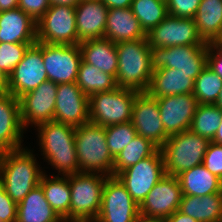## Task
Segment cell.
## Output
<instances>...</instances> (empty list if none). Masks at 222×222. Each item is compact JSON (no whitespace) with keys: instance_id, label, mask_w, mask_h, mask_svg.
I'll use <instances>...</instances> for the list:
<instances>
[{"instance_id":"6da1fadb","label":"cell","mask_w":222,"mask_h":222,"mask_svg":"<svg viewBox=\"0 0 222 222\" xmlns=\"http://www.w3.org/2000/svg\"><path fill=\"white\" fill-rule=\"evenodd\" d=\"M32 153L24 147L0 153V183L16 203L39 185L44 173Z\"/></svg>"},{"instance_id":"7a4b0ae2","label":"cell","mask_w":222,"mask_h":222,"mask_svg":"<svg viewBox=\"0 0 222 222\" xmlns=\"http://www.w3.org/2000/svg\"><path fill=\"white\" fill-rule=\"evenodd\" d=\"M37 127L40 150L43 152L41 155L58 170V175L80 173L75 149V127L56 121Z\"/></svg>"},{"instance_id":"3957f363","label":"cell","mask_w":222,"mask_h":222,"mask_svg":"<svg viewBox=\"0 0 222 222\" xmlns=\"http://www.w3.org/2000/svg\"><path fill=\"white\" fill-rule=\"evenodd\" d=\"M116 50L117 86L137 92H147L153 74L151 47L147 38L118 42Z\"/></svg>"},{"instance_id":"277c9868","label":"cell","mask_w":222,"mask_h":222,"mask_svg":"<svg viewBox=\"0 0 222 222\" xmlns=\"http://www.w3.org/2000/svg\"><path fill=\"white\" fill-rule=\"evenodd\" d=\"M75 149L80 172L113 176L114 157L107 146L105 127L92 122L75 127Z\"/></svg>"},{"instance_id":"5b68a950","label":"cell","mask_w":222,"mask_h":222,"mask_svg":"<svg viewBox=\"0 0 222 222\" xmlns=\"http://www.w3.org/2000/svg\"><path fill=\"white\" fill-rule=\"evenodd\" d=\"M109 176L80 172L69 175L70 211L63 220L94 222L101 207L102 191Z\"/></svg>"},{"instance_id":"8992f818","label":"cell","mask_w":222,"mask_h":222,"mask_svg":"<svg viewBox=\"0 0 222 222\" xmlns=\"http://www.w3.org/2000/svg\"><path fill=\"white\" fill-rule=\"evenodd\" d=\"M210 142L190 129L169 136L160 148L164 158L165 173L177 176L185 170L202 164Z\"/></svg>"},{"instance_id":"52a82bcc","label":"cell","mask_w":222,"mask_h":222,"mask_svg":"<svg viewBox=\"0 0 222 222\" xmlns=\"http://www.w3.org/2000/svg\"><path fill=\"white\" fill-rule=\"evenodd\" d=\"M138 93L118 86L89 96V122L106 127L131 121Z\"/></svg>"},{"instance_id":"ba28073f","label":"cell","mask_w":222,"mask_h":222,"mask_svg":"<svg viewBox=\"0 0 222 222\" xmlns=\"http://www.w3.org/2000/svg\"><path fill=\"white\" fill-rule=\"evenodd\" d=\"M165 166L161 149L137 164L131 165L116 177L125 186L133 200L140 205L150 190L164 176Z\"/></svg>"},{"instance_id":"9c48e42d","label":"cell","mask_w":222,"mask_h":222,"mask_svg":"<svg viewBox=\"0 0 222 222\" xmlns=\"http://www.w3.org/2000/svg\"><path fill=\"white\" fill-rule=\"evenodd\" d=\"M37 42L77 44L75 7L51 5L37 21Z\"/></svg>"},{"instance_id":"30bf717a","label":"cell","mask_w":222,"mask_h":222,"mask_svg":"<svg viewBox=\"0 0 222 222\" xmlns=\"http://www.w3.org/2000/svg\"><path fill=\"white\" fill-rule=\"evenodd\" d=\"M139 205L116 176H109L102 191L101 207L94 222H137Z\"/></svg>"},{"instance_id":"8fae6325","label":"cell","mask_w":222,"mask_h":222,"mask_svg":"<svg viewBox=\"0 0 222 222\" xmlns=\"http://www.w3.org/2000/svg\"><path fill=\"white\" fill-rule=\"evenodd\" d=\"M207 53L208 46L151 47L152 69L168 67L183 73H192L195 81L207 65Z\"/></svg>"},{"instance_id":"7c38bea8","label":"cell","mask_w":222,"mask_h":222,"mask_svg":"<svg viewBox=\"0 0 222 222\" xmlns=\"http://www.w3.org/2000/svg\"><path fill=\"white\" fill-rule=\"evenodd\" d=\"M146 38L150 47L208 46L199 35L194 18H178L168 15L152 28Z\"/></svg>"},{"instance_id":"4fadbf2b","label":"cell","mask_w":222,"mask_h":222,"mask_svg":"<svg viewBox=\"0 0 222 222\" xmlns=\"http://www.w3.org/2000/svg\"><path fill=\"white\" fill-rule=\"evenodd\" d=\"M47 80L42 57V42H36L28 47L22 60L9 74L8 93L19 99Z\"/></svg>"},{"instance_id":"5bb4252c","label":"cell","mask_w":222,"mask_h":222,"mask_svg":"<svg viewBox=\"0 0 222 222\" xmlns=\"http://www.w3.org/2000/svg\"><path fill=\"white\" fill-rule=\"evenodd\" d=\"M42 57L48 80L55 84L76 82L82 61L79 44L42 43Z\"/></svg>"},{"instance_id":"9a60e30c","label":"cell","mask_w":222,"mask_h":222,"mask_svg":"<svg viewBox=\"0 0 222 222\" xmlns=\"http://www.w3.org/2000/svg\"><path fill=\"white\" fill-rule=\"evenodd\" d=\"M57 86L58 84L47 80L19 98L20 118L24 129L30 124L37 127L54 120Z\"/></svg>"},{"instance_id":"2e32d148","label":"cell","mask_w":222,"mask_h":222,"mask_svg":"<svg viewBox=\"0 0 222 222\" xmlns=\"http://www.w3.org/2000/svg\"><path fill=\"white\" fill-rule=\"evenodd\" d=\"M182 198L177 176L165 175L139 205L140 216L166 219L176 212Z\"/></svg>"},{"instance_id":"e0dca14e","label":"cell","mask_w":222,"mask_h":222,"mask_svg":"<svg viewBox=\"0 0 222 222\" xmlns=\"http://www.w3.org/2000/svg\"><path fill=\"white\" fill-rule=\"evenodd\" d=\"M131 123L138 135L150 140L159 149L169 138L160 118L157 99L147 92H139L136 95Z\"/></svg>"},{"instance_id":"ac0fdd59","label":"cell","mask_w":222,"mask_h":222,"mask_svg":"<svg viewBox=\"0 0 222 222\" xmlns=\"http://www.w3.org/2000/svg\"><path fill=\"white\" fill-rule=\"evenodd\" d=\"M53 121L74 127L89 122V97L76 82L58 84Z\"/></svg>"},{"instance_id":"d6986e66","label":"cell","mask_w":222,"mask_h":222,"mask_svg":"<svg viewBox=\"0 0 222 222\" xmlns=\"http://www.w3.org/2000/svg\"><path fill=\"white\" fill-rule=\"evenodd\" d=\"M157 102L163 127L169 136L190 129L199 105L193 93L161 97Z\"/></svg>"},{"instance_id":"ffe728a7","label":"cell","mask_w":222,"mask_h":222,"mask_svg":"<svg viewBox=\"0 0 222 222\" xmlns=\"http://www.w3.org/2000/svg\"><path fill=\"white\" fill-rule=\"evenodd\" d=\"M23 131L19 99L10 93L0 95V153L23 148Z\"/></svg>"},{"instance_id":"44dd1931","label":"cell","mask_w":222,"mask_h":222,"mask_svg":"<svg viewBox=\"0 0 222 222\" xmlns=\"http://www.w3.org/2000/svg\"><path fill=\"white\" fill-rule=\"evenodd\" d=\"M108 10L101 0H81L75 6L77 44L104 38Z\"/></svg>"},{"instance_id":"7402d4cb","label":"cell","mask_w":222,"mask_h":222,"mask_svg":"<svg viewBox=\"0 0 222 222\" xmlns=\"http://www.w3.org/2000/svg\"><path fill=\"white\" fill-rule=\"evenodd\" d=\"M37 42V23L20 8L0 12V43Z\"/></svg>"},{"instance_id":"603a6c76","label":"cell","mask_w":222,"mask_h":222,"mask_svg":"<svg viewBox=\"0 0 222 222\" xmlns=\"http://www.w3.org/2000/svg\"><path fill=\"white\" fill-rule=\"evenodd\" d=\"M194 84L192 73H183L177 69L161 67L153 70L147 93L156 99L189 94L193 93Z\"/></svg>"},{"instance_id":"cb8c5ba5","label":"cell","mask_w":222,"mask_h":222,"mask_svg":"<svg viewBox=\"0 0 222 222\" xmlns=\"http://www.w3.org/2000/svg\"><path fill=\"white\" fill-rule=\"evenodd\" d=\"M104 38L113 43H118L144 39L146 33L130 7L112 8L107 13Z\"/></svg>"},{"instance_id":"d4e9b609","label":"cell","mask_w":222,"mask_h":222,"mask_svg":"<svg viewBox=\"0 0 222 222\" xmlns=\"http://www.w3.org/2000/svg\"><path fill=\"white\" fill-rule=\"evenodd\" d=\"M82 60L96 66L102 72L109 73L116 78L118 69V55L116 43L106 38L91 39L79 43Z\"/></svg>"},{"instance_id":"484cf974","label":"cell","mask_w":222,"mask_h":222,"mask_svg":"<svg viewBox=\"0 0 222 222\" xmlns=\"http://www.w3.org/2000/svg\"><path fill=\"white\" fill-rule=\"evenodd\" d=\"M63 219L47 202L40 185L17 203L16 222H61Z\"/></svg>"},{"instance_id":"4316f807","label":"cell","mask_w":222,"mask_h":222,"mask_svg":"<svg viewBox=\"0 0 222 222\" xmlns=\"http://www.w3.org/2000/svg\"><path fill=\"white\" fill-rule=\"evenodd\" d=\"M178 211L198 222H221L222 193H213L202 197L182 195Z\"/></svg>"},{"instance_id":"83f0119b","label":"cell","mask_w":222,"mask_h":222,"mask_svg":"<svg viewBox=\"0 0 222 222\" xmlns=\"http://www.w3.org/2000/svg\"><path fill=\"white\" fill-rule=\"evenodd\" d=\"M182 195L205 196L222 193V180L210 173L203 164L185 170L177 175Z\"/></svg>"},{"instance_id":"f1b7e54d","label":"cell","mask_w":222,"mask_h":222,"mask_svg":"<svg viewBox=\"0 0 222 222\" xmlns=\"http://www.w3.org/2000/svg\"><path fill=\"white\" fill-rule=\"evenodd\" d=\"M194 21L206 43L217 42L222 36V0H201Z\"/></svg>"},{"instance_id":"f546056e","label":"cell","mask_w":222,"mask_h":222,"mask_svg":"<svg viewBox=\"0 0 222 222\" xmlns=\"http://www.w3.org/2000/svg\"><path fill=\"white\" fill-rule=\"evenodd\" d=\"M48 177L45 173L41 176L39 185L44 191L45 198L50 206L64 219L70 211L71 191L69 175Z\"/></svg>"},{"instance_id":"4dcf8cb0","label":"cell","mask_w":222,"mask_h":222,"mask_svg":"<svg viewBox=\"0 0 222 222\" xmlns=\"http://www.w3.org/2000/svg\"><path fill=\"white\" fill-rule=\"evenodd\" d=\"M76 84L88 97L118 87L114 76L102 72L96 66L85 63L83 60L79 65Z\"/></svg>"},{"instance_id":"1f68e13d","label":"cell","mask_w":222,"mask_h":222,"mask_svg":"<svg viewBox=\"0 0 222 222\" xmlns=\"http://www.w3.org/2000/svg\"><path fill=\"white\" fill-rule=\"evenodd\" d=\"M159 148L150 140L136 135L133 140L114 158L113 176L142 159L152 156Z\"/></svg>"},{"instance_id":"d6a6232c","label":"cell","mask_w":222,"mask_h":222,"mask_svg":"<svg viewBox=\"0 0 222 222\" xmlns=\"http://www.w3.org/2000/svg\"><path fill=\"white\" fill-rule=\"evenodd\" d=\"M130 8L146 34L169 15L166 0H133Z\"/></svg>"},{"instance_id":"836d02e7","label":"cell","mask_w":222,"mask_h":222,"mask_svg":"<svg viewBox=\"0 0 222 222\" xmlns=\"http://www.w3.org/2000/svg\"><path fill=\"white\" fill-rule=\"evenodd\" d=\"M222 110L215 104H199L195 111L190 130L201 137L212 140L219 128Z\"/></svg>"},{"instance_id":"e575fe53","label":"cell","mask_w":222,"mask_h":222,"mask_svg":"<svg viewBox=\"0 0 222 222\" xmlns=\"http://www.w3.org/2000/svg\"><path fill=\"white\" fill-rule=\"evenodd\" d=\"M222 88V79L207 65L195 79L193 95L199 104H215Z\"/></svg>"},{"instance_id":"d590c367","label":"cell","mask_w":222,"mask_h":222,"mask_svg":"<svg viewBox=\"0 0 222 222\" xmlns=\"http://www.w3.org/2000/svg\"><path fill=\"white\" fill-rule=\"evenodd\" d=\"M106 142L111 155L115 158L137 135L131 121L105 127Z\"/></svg>"},{"instance_id":"8d00e7d4","label":"cell","mask_w":222,"mask_h":222,"mask_svg":"<svg viewBox=\"0 0 222 222\" xmlns=\"http://www.w3.org/2000/svg\"><path fill=\"white\" fill-rule=\"evenodd\" d=\"M33 44L0 43V69L7 75L13 71L22 60L25 51Z\"/></svg>"},{"instance_id":"74e56055","label":"cell","mask_w":222,"mask_h":222,"mask_svg":"<svg viewBox=\"0 0 222 222\" xmlns=\"http://www.w3.org/2000/svg\"><path fill=\"white\" fill-rule=\"evenodd\" d=\"M201 0H166L169 15L194 18Z\"/></svg>"},{"instance_id":"f35d334b","label":"cell","mask_w":222,"mask_h":222,"mask_svg":"<svg viewBox=\"0 0 222 222\" xmlns=\"http://www.w3.org/2000/svg\"><path fill=\"white\" fill-rule=\"evenodd\" d=\"M202 164L210 173L222 180V145L210 142Z\"/></svg>"},{"instance_id":"ab89813d","label":"cell","mask_w":222,"mask_h":222,"mask_svg":"<svg viewBox=\"0 0 222 222\" xmlns=\"http://www.w3.org/2000/svg\"><path fill=\"white\" fill-rule=\"evenodd\" d=\"M0 221H17V203L6 193L4 186L0 183Z\"/></svg>"},{"instance_id":"60d3db41","label":"cell","mask_w":222,"mask_h":222,"mask_svg":"<svg viewBox=\"0 0 222 222\" xmlns=\"http://www.w3.org/2000/svg\"><path fill=\"white\" fill-rule=\"evenodd\" d=\"M50 6L49 0H18V8L27 13L36 23Z\"/></svg>"},{"instance_id":"b9f144b4","label":"cell","mask_w":222,"mask_h":222,"mask_svg":"<svg viewBox=\"0 0 222 222\" xmlns=\"http://www.w3.org/2000/svg\"><path fill=\"white\" fill-rule=\"evenodd\" d=\"M207 66L222 79V46L217 42L208 43Z\"/></svg>"},{"instance_id":"7bdbcfd3","label":"cell","mask_w":222,"mask_h":222,"mask_svg":"<svg viewBox=\"0 0 222 222\" xmlns=\"http://www.w3.org/2000/svg\"><path fill=\"white\" fill-rule=\"evenodd\" d=\"M166 222H198L194 218L181 213L180 211L174 212L171 216L165 219Z\"/></svg>"},{"instance_id":"ee69618b","label":"cell","mask_w":222,"mask_h":222,"mask_svg":"<svg viewBox=\"0 0 222 222\" xmlns=\"http://www.w3.org/2000/svg\"><path fill=\"white\" fill-rule=\"evenodd\" d=\"M108 9L129 8L133 0H101Z\"/></svg>"},{"instance_id":"f6af8a7d","label":"cell","mask_w":222,"mask_h":222,"mask_svg":"<svg viewBox=\"0 0 222 222\" xmlns=\"http://www.w3.org/2000/svg\"><path fill=\"white\" fill-rule=\"evenodd\" d=\"M18 8V0H0V12Z\"/></svg>"},{"instance_id":"bcb514c9","label":"cell","mask_w":222,"mask_h":222,"mask_svg":"<svg viewBox=\"0 0 222 222\" xmlns=\"http://www.w3.org/2000/svg\"><path fill=\"white\" fill-rule=\"evenodd\" d=\"M8 93V76L0 69V95Z\"/></svg>"},{"instance_id":"7dc6e473","label":"cell","mask_w":222,"mask_h":222,"mask_svg":"<svg viewBox=\"0 0 222 222\" xmlns=\"http://www.w3.org/2000/svg\"><path fill=\"white\" fill-rule=\"evenodd\" d=\"M51 5H68L75 7L81 0H49Z\"/></svg>"},{"instance_id":"c3c4849f","label":"cell","mask_w":222,"mask_h":222,"mask_svg":"<svg viewBox=\"0 0 222 222\" xmlns=\"http://www.w3.org/2000/svg\"><path fill=\"white\" fill-rule=\"evenodd\" d=\"M211 142L222 145V119L219 125V128L217 129V132L214 136V138L211 140Z\"/></svg>"},{"instance_id":"681fc988","label":"cell","mask_w":222,"mask_h":222,"mask_svg":"<svg viewBox=\"0 0 222 222\" xmlns=\"http://www.w3.org/2000/svg\"><path fill=\"white\" fill-rule=\"evenodd\" d=\"M137 222H166V220L161 218H148L140 216Z\"/></svg>"},{"instance_id":"f907efd6","label":"cell","mask_w":222,"mask_h":222,"mask_svg":"<svg viewBox=\"0 0 222 222\" xmlns=\"http://www.w3.org/2000/svg\"><path fill=\"white\" fill-rule=\"evenodd\" d=\"M215 105L218 106L222 110V88H221V91L219 92Z\"/></svg>"},{"instance_id":"816d5d0a","label":"cell","mask_w":222,"mask_h":222,"mask_svg":"<svg viewBox=\"0 0 222 222\" xmlns=\"http://www.w3.org/2000/svg\"><path fill=\"white\" fill-rule=\"evenodd\" d=\"M61 222H88V221L62 220Z\"/></svg>"},{"instance_id":"f5cc1de1","label":"cell","mask_w":222,"mask_h":222,"mask_svg":"<svg viewBox=\"0 0 222 222\" xmlns=\"http://www.w3.org/2000/svg\"><path fill=\"white\" fill-rule=\"evenodd\" d=\"M217 43L222 46V36H221V38L217 41Z\"/></svg>"}]
</instances>
